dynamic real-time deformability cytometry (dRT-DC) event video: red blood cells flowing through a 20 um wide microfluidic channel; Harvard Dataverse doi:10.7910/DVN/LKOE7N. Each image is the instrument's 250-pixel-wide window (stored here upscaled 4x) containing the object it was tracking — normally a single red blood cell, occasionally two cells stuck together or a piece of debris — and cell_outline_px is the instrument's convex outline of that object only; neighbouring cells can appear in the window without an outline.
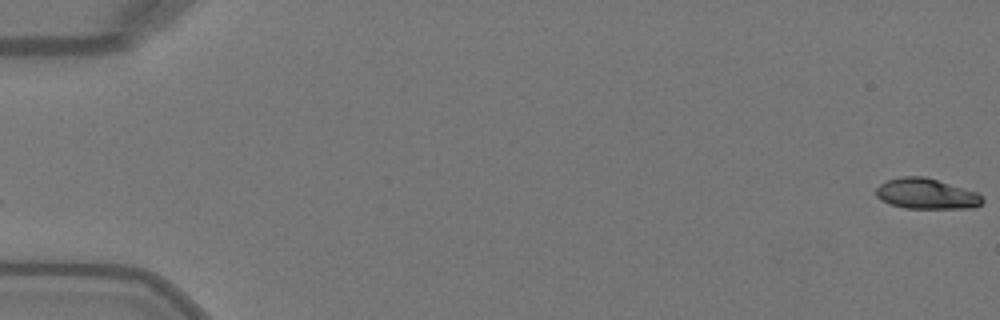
{"species": "Egyptian fruit bat (a non-hibernating species)", "species_latin": "Rousettus aegyptiacus", "temperature_condition": "warm", "stored_images_in_passage": 51, "camera_frame_rate_fps": 3000, "um_per_image_px": 0.085, "animal": {"sex": "female"}, "frame": {"image": 1, "passage_image": 1, "time_ms": 0.0, "image_size_px": [1000, 320], "cell_outline_px": [[984, 200], [980, 204], [972, 208], [904, 208], [880, 200], [876, 196], [876, 188], [880, 184], [888, 180], [904, 176], [924, 176], [976, 192], [984, 196]], "centroid_in_image_um": [78.74, 16.47], "position_along_channel_um": 6.3, "area_um2": 18.79}}
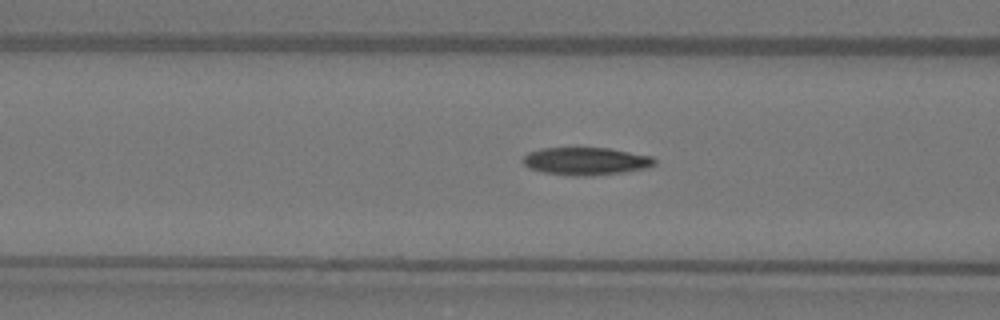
{"frame": {"image": 2, "passage_image": 21, "time_ms": 6.667, "image_size_px": [1000, 320], "cell_outline_px": [[656, 164], [644, 168], [620, 172], [592, 176], [572, 176], [540, 172], [528, 168], [520, 160], [528, 152], [540, 148], [608, 148], [652, 156], [656, 160]], "centroid_in_image_um": [49.73, 13.7], "position_along_channel_um": 116.9, "area_um2": 21.33}}
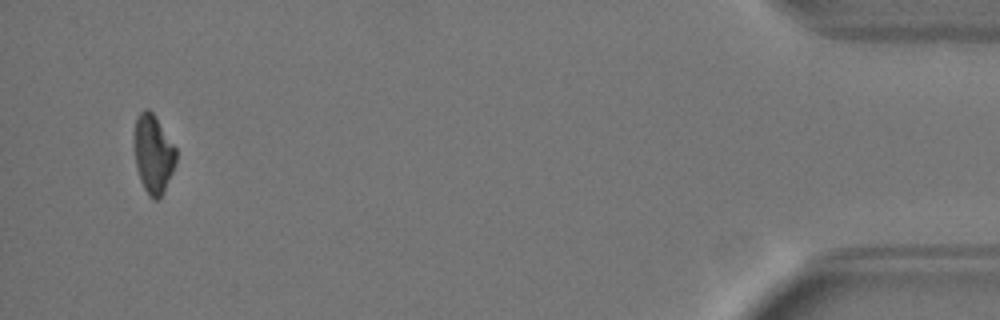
{"frame": {"image": 3, "passage_image": 49, "time_ms": 16.0, "image_size_px": [1000, 320], "cell_outline_px": [[176, 160], [172, 172], [160, 196], [156, 200], [152, 200], [148, 196], [140, 180], [136, 164], [132, 140], [136, 116], [144, 108], [148, 108], [152, 112], [176, 148]], "centroid_in_image_um": [12.98, 13.05], "position_along_channel_um": 422.2, "area_um2": 19.19}, "authors_computed_cell_mechanics": {"area_um2": 20.5768, "velocity_mm_per_s": 4.0981, "shape_relaxation_time_tau1_ms": 4.3768, "shape_relaxation_time_tau2_ms": null, "deformation_change_tau1": 0.1615, "deformation_change_tau2": null}}